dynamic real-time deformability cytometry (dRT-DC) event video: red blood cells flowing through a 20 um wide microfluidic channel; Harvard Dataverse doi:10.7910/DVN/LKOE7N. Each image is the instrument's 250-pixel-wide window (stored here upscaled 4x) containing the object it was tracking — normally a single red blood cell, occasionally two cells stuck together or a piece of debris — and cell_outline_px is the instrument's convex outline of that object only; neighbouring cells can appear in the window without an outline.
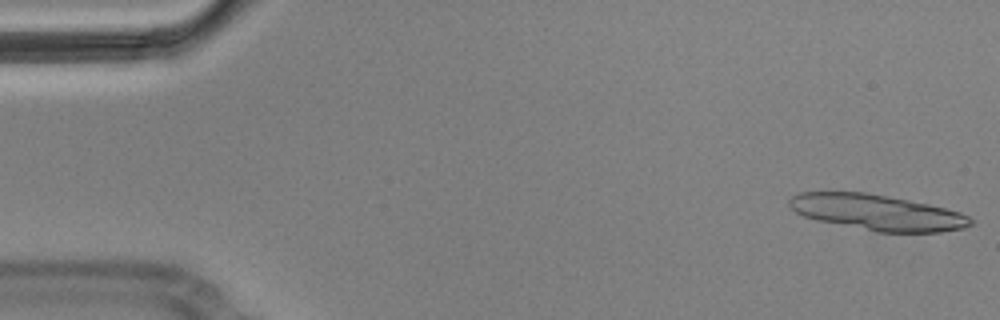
{"species": "Egyptian fruit bat (a non-hibernating species)", "species_latin": "Rousettus aegyptiacus", "temperature_condition": "cold", "stored_images_in_passage": 14, "camera_frame_rate_fps": 3000, "um_per_image_px": 0.085, "animal": {"sex": "male"}, "frame": {"image": 1, "passage_image": 1, "time_ms": 0.0, "image_size_px": [1000, 320], "cell_outline_px": [[972, 224], [964, 228], [940, 232], [876, 232], [816, 220], [804, 216], [796, 212], [788, 204], [788, 200], [792, 196], [800, 192], [864, 192], [888, 196], [928, 204], [960, 212], [968, 216], [972, 220]], "centroid_in_image_um": [74.54, 18.06], "position_along_channel_um": 10.5, "area_um2": 37.57}}